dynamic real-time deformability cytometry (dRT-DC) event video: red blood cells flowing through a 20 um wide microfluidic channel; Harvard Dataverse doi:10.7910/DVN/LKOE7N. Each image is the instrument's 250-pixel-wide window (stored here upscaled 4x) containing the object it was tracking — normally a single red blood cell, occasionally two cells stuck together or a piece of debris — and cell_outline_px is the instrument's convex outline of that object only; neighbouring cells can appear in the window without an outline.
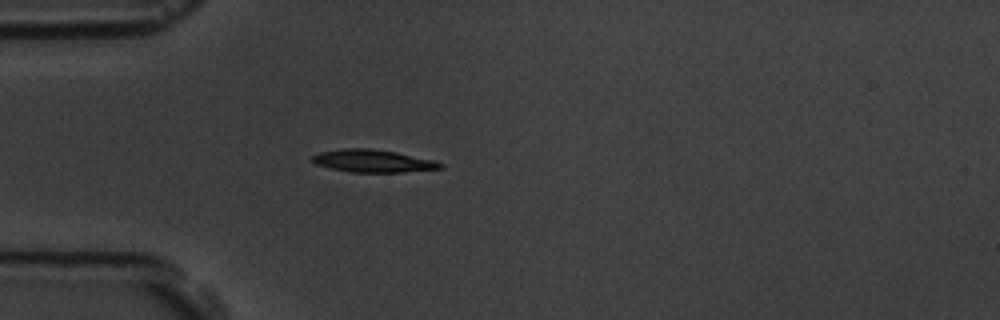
{"species": "common noctule bat (a hibernating species)", "species_latin": "Nyctalus noctula", "temperature_condition": "room temperature", "stored_images_in_passage": 42, "camera_frame_rate_fps": 3000, "um_per_image_px": 0.085, "animal": {"sex": "male", "body_mass_g": 19.5, "forearm_length_mm": 54.6}, "frame": {"image": 1, "passage_image": 1, "time_ms": 0.0, "image_size_px": [1000, 320], "cell_outline_px": [[444, 168], [400, 172], [352, 172], [332, 168], [316, 164], [312, 160], [312, 156], [320, 152], [344, 148], [368, 148], [396, 152], [436, 160], [444, 164]], "centroid_in_image_um": [31.75, 13.68], "position_along_channel_um": 53.3, "area_um2": 16.76}}
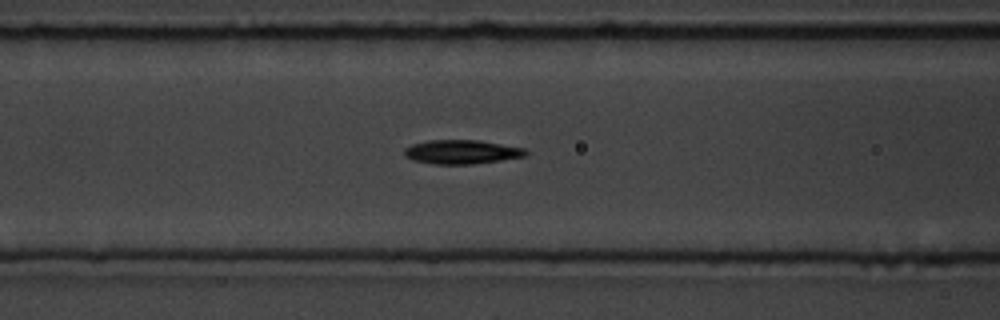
{"frame": {"image": 2, "passage_image": 8, "time_ms": 2.333, "image_size_px": [1000, 320], "cell_outline_px": [[528, 156], [472, 164], [432, 164], [412, 160], [404, 156], [404, 148], [412, 144], [428, 140], [480, 140], [524, 148], [528, 152]], "centroid_in_image_um": [39.23, 12.91], "position_along_channel_um": 127.4, "area_um2": 17.11}}
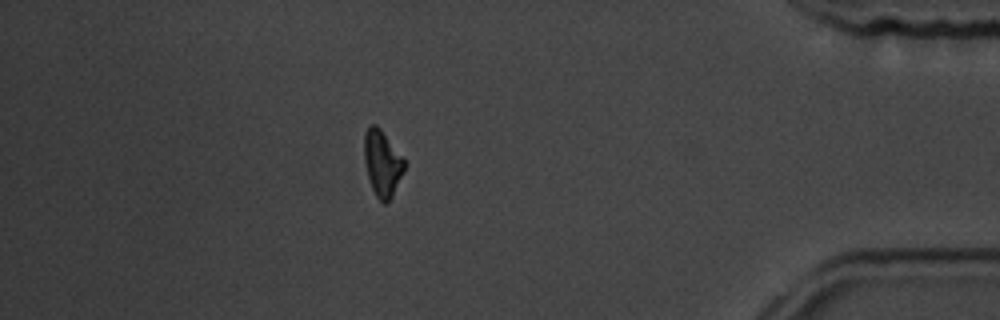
{"frame": {"image": 3, "passage_image": 35, "time_ms": 11.333, "image_size_px": [1000, 320], "cell_outline_px": [[404, 172], [388, 204], [384, 204], [376, 196], [372, 188], [368, 176], [364, 160], [364, 132], [372, 124], [376, 124], [380, 128], [404, 160]], "centroid_in_image_um": [32.48, 13.9], "position_along_channel_um": 402.7, "area_um2": 15.26}, "authors_computed_cell_mechanics": {"area_um2": 16.4152, "velocity_mm_per_s": 3.5365, "shape_relaxation_time_tau1_ms": 5.023, "shape_relaxation_time_tau2_ms": null, "deformation_change_tau1": 0.1359, "deformation_change_tau2": null}}